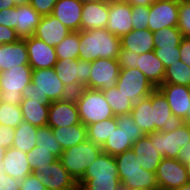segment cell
<instances>
[{"label": "cell", "mask_w": 190, "mask_h": 190, "mask_svg": "<svg viewBox=\"0 0 190 190\" xmlns=\"http://www.w3.org/2000/svg\"><path fill=\"white\" fill-rule=\"evenodd\" d=\"M139 53H135L134 51H130L127 49H121L118 54V65L120 68L128 69V68H136L137 57H139Z\"/></svg>", "instance_id": "48"}, {"label": "cell", "mask_w": 190, "mask_h": 190, "mask_svg": "<svg viewBox=\"0 0 190 190\" xmlns=\"http://www.w3.org/2000/svg\"><path fill=\"white\" fill-rule=\"evenodd\" d=\"M82 4H85V3H98V2H106V1H109V0H79Z\"/></svg>", "instance_id": "59"}, {"label": "cell", "mask_w": 190, "mask_h": 190, "mask_svg": "<svg viewBox=\"0 0 190 190\" xmlns=\"http://www.w3.org/2000/svg\"><path fill=\"white\" fill-rule=\"evenodd\" d=\"M13 1L16 4V6L25 5V4H28L30 2V0H13Z\"/></svg>", "instance_id": "60"}, {"label": "cell", "mask_w": 190, "mask_h": 190, "mask_svg": "<svg viewBox=\"0 0 190 190\" xmlns=\"http://www.w3.org/2000/svg\"><path fill=\"white\" fill-rule=\"evenodd\" d=\"M132 150L141 167L150 172H156L158 165L164 158L160 152L153 147L147 135L135 141L132 145Z\"/></svg>", "instance_id": "25"}, {"label": "cell", "mask_w": 190, "mask_h": 190, "mask_svg": "<svg viewBox=\"0 0 190 190\" xmlns=\"http://www.w3.org/2000/svg\"><path fill=\"white\" fill-rule=\"evenodd\" d=\"M131 18L133 30L147 29L149 21V6H132Z\"/></svg>", "instance_id": "46"}, {"label": "cell", "mask_w": 190, "mask_h": 190, "mask_svg": "<svg viewBox=\"0 0 190 190\" xmlns=\"http://www.w3.org/2000/svg\"><path fill=\"white\" fill-rule=\"evenodd\" d=\"M81 179H119L115 157L102 152Z\"/></svg>", "instance_id": "28"}, {"label": "cell", "mask_w": 190, "mask_h": 190, "mask_svg": "<svg viewBox=\"0 0 190 190\" xmlns=\"http://www.w3.org/2000/svg\"><path fill=\"white\" fill-rule=\"evenodd\" d=\"M42 16L28 3L15 6L16 33L20 39L34 36Z\"/></svg>", "instance_id": "23"}, {"label": "cell", "mask_w": 190, "mask_h": 190, "mask_svg": "<svg viewBox=\"0 0 190 190\" xmlns=\"http://www.w3.org/2000/svg\"><path fill=\"white\" fill-rule=\"evenodd\" d=\"M56 160L58 158L52 154V150L39 149V146H35L27 152V161L32 172L36 169H44L47 167V164H52Z\"/></svg>", "instance_id": "40"}, {"label": "cell", "mask_w": 190, "mask_h": 190, "mask_svg": "<svg viewBox=\"0 0 190 190\" xmlns=\"http://www.w3.org/2000/svg\"><path fill=\"white\" fill-rule=\"evenodd\" d=\"M14 128L0 124V146L6 149L12 147L14 140Z\"/></svg>", "instance_id": "52"}, {"label": "cell", "mask_w": 190, "mask_h": 190, "mask_svg": "<svg viewBox=\"0 0 190 190\" xmlns=\"http://www.w3.org/2000/svg\"><path fill=\"white\" fill-rule=\"evenodd\" d=\"M100 145L88 139L85 142L63 150L59 160L65 169L78 182L90 164L102 153Z\"/></svg>", "instance_id": "4"}, {"label": "cell", "mask_w": 190, "mask_h": 190, "mask_svg": "<svg viewBox=\"0 0 190 190\" xmlns=\"http://www.w3.org/2000/svg\"><path fill=\"white\" fill-rule=\"evenodd\" d=\"M0 190H20V181L5 173L0 162Z\"/></svg>", "instance_id": "49"}, {"label": "cell", "mask_w": 190, "mask_h": 190, "mask_svg": "<svg viewBox=\"0 0 190 190\" xmlns=\"http://www.w3.org/2000/svg\"><path fill=\"white\" fill-rule=\"evenodd\" d=\"M184 122L187 124V126L190 130V117H188Z\"/></svg>", "instance_id": "64"}, {"label": "cell", "mask_w": 190, "mask_h": 190, "mask_svg": "<svg viewBox=\"0 0 190 190\" xmlns=\"http://www.w3.org/2000/svg\"><path fill=\"white\" fill-rule=\"evenodd\" d=\"M49 104L42 100L23 99L20 108L23 121L35 127H45L48 122Z\"/></svg>", "instance_id": "29"}, {"label": "cell", "mask_w": 190, "mask_h": 190, "mask_svg": "<svg viewBox=\"0 0 190 190\" xmlns=\"http://www.w3.org/2000/svg\"><path fill=\"white\" fill-rule=\"evenodd\" d=\"M2 163L5 173L19 181L33 173L27 161V153L13 147L6 149Z\"/></svg>", "instance_id": "24"}, {"label": "cell", "mask_w": 190, "mask_h": 190, "mask_svg": "<svg viewBox=\"0 0 190 190\" xmlns=\"http://www.w3.org/2000/svg\"><path fill=\"white\" fill-rule=\"evenodd\" d=\"M117 126L101 146L103 153L114 157L132 149L133 143L146 135L135 123L131 113L117 116Z\"/></svg>", "instance_id": "3"}, {"label": "cell", "mask_w": 190, "mask_h": 190, "mask_svg": "<svg viewBox=\"0 0 190 190\" xmlns=\"http://www.w3.org/2000/svg\"><path fill=\"white\" fill-rule=\"evenodd\" d=\"M121 50V38L106 28L80 30L78 59L94 61L98 58L117 59Z\"/></svg>", "instance_id": "1"}, {"label": "cell", "mask_w": 190, "mask_h": 190, "mask_svg": "<svg viewBox=\"0 0 190 190\" xmlns=\"http://www.w3.org/2000/svg\"><path fill=\"white\" fill-rule=\"evenodd\" d=\"M24 39L29 57V65L33 70L54 68L58 60L54 46L46 44L35 36Z\"/></svg>", "instance_id": "16"}, {"label": "cell", "mask_w": 190, "mask_h": 190, "mask_svg": "<svg viewBox=\"0 0 190 190\" xmlns=\"http://www.w3.org/2000/svg\"><path fill=\"white\" fill-rule=\"evenodd\" d=\"M37 128L29 122L22 121L15 129L13 148L23 152H29L36 146Z\"/></svg>", "instance_id": "33"}, {"label": "cell", "mask_w": 190, "mask_h": 190, "mask_svg": "<svg viewBox=\"0 0 190 190\" xmlns=\"http://www.w3.org/2000/svg\"><path fill=\"white\" fill-rule=\"evenodd\" d=\"M19 65H29L25 39L0 45V72Z\"/></svg>", "instance_id": "22"}, {"label": "cell", "mask_w": 190, "mask_h": 190, "mask_svg": "<svg viewBox=\"0 0 190 190\" xmlns=\"http://www.w3.org/2000/svg\"><path fill=\"white\" fill-rule=\"evenodd\" d=\"M69 190H85V189H84V187L82 185L77 183L74 187H72Z\"/></svg>", "instance_id": "62"}, {"label": "cell", "mask_w": 190, "mask_h": 190, "mask_svg": "<svg viewBox=\"0 0 190 190\" xmlns=\"http://www.w3.org/2000/svg\"><path fill=\"white\" fill-rule=\"evenodd\" d=\"M5 152H6V148L0 146V162H3V157H4Z\"/></svg>", "instance_id": "61"}, {"label": "cell", "mask_w": 190, "mask_h": 190, "mask_svg": "<svg viewBox=\"0 0 190 190\" xmlns=\"http://www.w3.org/2000/svg\"><path fill=\"white\" fill-rule=\"evenodd\" d=\"M158 89L166 97L172 114L185 121L190 108V87L170 83L161 84Z\"/></svg>", "instance_id": "17"}, {"label": "cell", "mask_w": 190, "mask_h": 190, "mask_svg": "<svg viewBox=\"0 0 190 190\" xmlns=\"http://www.w3.org/2000/svg\"><path fill=\"white\" fill-rule=\"evenodd\" d=\"M78 123H80V119L77 104L60 100L50 102L47 126L59 128Z\"/></svg>", "instance_id": "18"}, {"label": "cell", "mask_w": 190, "mask_h": 190, "mask_svg": "<svg viewBox=\"0 0 190 190\" xmlns=\"http://www.w3.org/2000/svg\"><path fill=\"white\" fill-rule=\"evenodd\" d=\"M80 31H71L57 46L55 51L57 59H67L79 57Z\"/></svg>", "instance_id": "37"}, {"label": "cell", "mask_w": 190, "mask_h": 190, "mask_svg": "<svg viewBox=\"0 0 190 190\" xmlns=\"http://www.w3.org/2000/svg\"><path fill=\"white\" fill-rule=\"evenodd\" d=\"M71 32L69 28L63 25L54 16H42L40 23L37 25L34 36L46 44L57 46Z\"/></svg>", "instance_id": "19"}, {"label": "cell", "mask_w": 190, "mask_h": 190, "mask_svg": "<svg viewBox=\"0 0 190 190\" xmlns=\"http://www.w3.org/2000/svg\"><path fill=\"white\" fill-rule=\"evenodd\" d=\"M33 173L38 175L46 190H69L77 184L59 159L47 164L44 169H36Z\"/></svg>", "instance_id": "13"}, {"label": "cell", "mask_w": 190, "mask_h": 190, "mask_svg": "<svg viewBox=\"0 0 190 190\" xmlns=\"http://www.w3.org/2000/svg\"><path fill=\"white\" fill-rule=\"evenodd\" d=\"M77 107L80 122L85 126L115 117L103 92L98 89L87 88Z\"/></svg>", "instance_id": "6"}, {"label": "cell", "mask_w": 190, "mask_h": 190, "mask_svg": "<svg viewBox=\"0 0 190 190\" xmlns=\"http://www.w3.org/2000/svg\"><path fill=\"white\" fill-rule=\"evenodd\" d=\"M116 86L133 103L148 97L156 89L138 68H121Z\"/></svg>", "instance_id": "7"}, {"label": "cell", "mask_w": 190, "mask_h": 190, "mask_svg": "<svg viewBox=\"0 0 190 190\" xmlns=\"http://www.w3.org/2000/svg\"><path fill=\"white\" fill-rule=\"evenodd\" d=\"M36 146H39V149L52 150V154L58 159L63 152V149L52 132V128L49 126L37 128Z\"/></svg>", "instance_id": "39"}, {"label": "cell", "mask_w": 190, "mask_h": 190, "mask_svg": "<svg viewBox=\"0 0 190 190\" xmlns=\"http://www.w3.org/2000/svg\"><path fill=\"white\" fill-rule=\"evenodd\" d=\"M117 127L116 116L92 123L86 126L88 140L94 144L102 146Z\"/></svg>", "instance_id": "34"}, {"label": "cell", "mask_w": 190, "mask_h": 190, "mask_svg": "<svg viewBox=\"0 0 190 190\" xmlns=\"http://www.w3.org/2000/svg\"><path fill=\"white\" fill-rule=\"evenodd\" d=\"M102 92L116 117L131 113L134 103L119 91L117 86L106 89Z\"/></svg>", "instance_id": "35"}, {"label": "cell", "mask_w": 190, "mask_h": 190, "mask_svg": "<svg viewBox=\"0 0 190 190\" xmlns=\"http://www.w3.org/2000/svg\"><path fill=\"white\" fill-rule=\"evenodd\" d=\"M136 64V68L144 73L146 78L156 88L163 84L165 67L161 60L155 55L154 51L142 53L139 57H137Z\"/></svg>", "instance_id": "27"}, {"label": "cell", "mask_w": 190, "mask_h": 190, "mask_svg": "<svg viewBox=\"0 0 190 190\" xmlns=\"http://www.w3.org/2000/svg\"><path fill=\"white\" fill-rule=\"evenodd\" d=\"M52 132L63 150L88 139L87 128L81 122L73 126L52 128Z\"/></svg>", "instance_id": "31"}, {"label": "cell", "mask_w": 190, "mask_h": 190, "mask_svg": "<svg viewBox=\"0 0 190 190\" xmlns=\"http://www.w3.org/2000/svg\"><path fill=\"white\" fill-rule=\"evenodd\" d=\"M177 160L186 166L190 179V142L182 146L179 151Z\"/></svg>", "instance_id": "56"}, {"label": "cell", "mask_w": 190, "mask_h": 190, "mask_svg": "<svg viewBox=\"0 0 190 190\" xmlns=\"http://www.w3.org/2000/svg\"><path fill=\"white\" fill-rule=\"evenodd\" d=\"M175 190H190V182Z\"/></svg>", "instance_id": "63"}, {"label": "cell", "mask_w": 190, "mask_h": 190, "mask_svg": "<svg viewBox=\"0 0 190 190\" xmlns=\"http://www.w3.org/2000/svg\"><path fill=\"white\" fill-rule=\"evenodd\" d=\"M120 69L117 59L98 58L92 61L88 88L104 91L116 86Z\"/></svg>", "instance_id": "9"}, {"label": "cell", "mask_w": 190, "mask_h": 190, "mask_svg": "<svg viewBox=\"0 0 190 190\" xmlns=\"http://www.w3.org/2000/svg\"><path fill=\"white\" fill-rule=\"evenodd\" d=\"M63 86L54 68L36 69L32 71L31 83L22 90V96L50 103L60 100Z\"/></svg>", "instance_id": "2"}, {"label": "cell", "mask_w": 190, "mask_h": 190, "mask_svg": "<svg viewBox=\"0 0 190 190\" xmlns=\"http://www.w3.org/2000/svg\"><path fill=\"white\" fill-rule=\"evenodd\" d=\"M109 16V1L85 3L82 6L81 30L106 28Z\"/></svg>", "instance_id": "21"}, {"label": "cell", "mask_w": 190, "mask_h": 190, "mask_svg": "<svg viewBox=\"0 0 190 190\" xmlns=\"http://www.w3.org/2000/svg\"><path fill=\"white\" fill-rule=\"evenodd\" d=\"M118 172L142 171V167L136 159L132 149L115 156Z\"/></svg>", "instance_id": "43"}, {"label": "cell", "mask_w": 190, "mask_h": 190, "mask_svg": "<svg viewBox=\"0 0 190 190\" xmlns=\"http://www.w3.org/2000/svg\"><path fill=\"white\" fill-rule=\"evenodd\" d=\"M0 25L15 29V7L0 10Z\"/></svg>", "instance_id": "54"}, {"label": "cell", "mask_w": 190, "mask_h": 190, "mask_svg": "<svg viewBox=\"0 0 190 190\" xmlns=\"http://www.w3.org/2000/svg\"><path fill=\"white\" fill-rule=\"evenodd\" d=\"M179 0H155L149 6L148 27L151 32L178 26Z\"/></svg>", "instance_id": "11"}, {"label": "cell", "mask_w": 190, "mask_h": 190, "mask_svg": "<svg viewBox=\"0 0 190 190\" xmlns=\"http://www.w3.org/2000/svg\"><path fill=\"white\" fill-rule=\"evenodd\" d=\"M159 189L175 190L190 182L186 166L173 158H163L156 171Z\"/></svg>", "instance_id": "10"}, {"label": "cell", "mask_w": 190, "mask_h": 190, "mask_svg": "<svg viewBox=\"0 0 190 190\" xmlns=\"http://www.w3.org/2000/svg\"><path fill=\"white\" fill-rule=\"evenodd\" d=\"M57 0H30L29 4L41 15L47 16L52 14Z\"/></svg>", "instance_id": "50"}, {"label": "cell", "mask_w": 190, "mask_h": 190, "mask_svg": "<svg viewBox=\"0 0 190 190\" xmlns=\"http://www.w3.org/2000/svg\"><path fill=\"white\" fill-rule=\"evenodd\" d=\"M131 6L143 5L150 6L155 0H125Z\"/></svg>", "instance_id": "57"}, {"label": "cell", "mask_w": 190, "mask_h": 190, "mask_svg": "<svg viewBox=\"0 0 190 190\" xmlns=\"http://www.w3.org/2000/svg\"><path fill=\"white\" fill-rule=\"evenodd\" d=\"M132 6L125 0H109V16L106 29L117 37L133 30Z\"/></svg>", "instance_id": "15"}, {"label": "cell", "mask_w": 190, "mask_h": 190, "mask_svg": "<svg viewBox=\"0 0 190 190\" xmlns=\"http://www.w3.org/2000/svg\"><path fill=\"white\" fill-rule=\"evenodd\" d=\"M20 190H46L37 174H30L20 181Z\"/></svg>", "instance_id": "51"}, {"label": "cell", "mask_w": 190, "mask_h": 190, "mask_svg": "<svg viewBox=\"0 0 190 190\" xmlns=\"http://www.w3.org/2000/svg\"><path fill=\"white\" fill-rule=\"evenodd\" d=\"M188 117H190V108L188 109Z\"/></svg>", "instance_id": "65"}, {"label": "cell", "mask_w": 190, "mask_h": 190, "mask_svg": "<svg viewBox=\"0 0 190 190\" xmlns=\"http://www.w3.org/2000/svg\"><path fill=\"white\" fill-rule=\"evenodd\" d=\"M131 114L135 123L145 134L155 132L151 94L148 97L134 103Z\"/></svg>", "instance_id": "32"}, {"label": "cell", "mask_w": 190, "mask_h": 190, "mask_svg": "<svg viewBox=\"0 0 190 190\" xmlns=\"http://www.w3.org/2000/svg\"><path fill=\"white\" fill-rule=\"evenodd\" d=\"M121 49L134 51L140 55L154 51L153 32L149 29L132 30L121 37Z\"/></svg>", "instance_id": "30"}, {"label": "cell", "mask_w": 190, "mask_h": 190, "mask_svg": "<svg viewBox=\"0 0 190 190\" xmlns=\"http://www.w3.org/2000/svg\"><path fill=\"white\" fill-rule=\"evenodd\" d=\"M32 71L30 65H19L0 72V102L20 105L22 90L31 83Z\"/></svg>", "instance_id": "5"}, {"label": "cell", "mask_w": 190, "mask_h": 190, "mask_svg": "<svg viewBox=\"0 0 190 190\" xmlns=\"http://www.w3.org/2000/svg\"><path fill=\"white\" fill-rule=\"evenodd\" d=\"M54 70L58 78L65 84L78 81L88 88L91 62L75 58L57 60Z\"/></svg>", "instance_id": "14"}, {"label": "cell", "mask_w": 190, "mask_h": 190, "mask_svg": "<svg viewBox=\"0 0 190 190\" xmlns=\"http://www.w3.org/2000/svg\"><path fill=\"white\" fill-rule=\"evenodd\" d=\"M118 177L123 189L132 190H157L156 172H150L142 168V171L118 172Z\"/></svg>", "instance_id": "26"}, {"label": "cell", "mask_w": 190, "mask_h": 190, "mask_svg": "<svg viewBox=\"0 0 190 190\" xmlns=\"http://www.w3.org/2000/svg\"><path fill=\"white\" fill-rule=\"evenodd\" d=\"M82 6L79 0H57L51 15L71 31H80Z\"/></svg>", "instance_id": "20"}, {"label": "cell", "mask_w": 190, "mask_h": 190, "mask_svg": "<svg viewBox=\"0 0 190 190\" xmlns=\"http://www.w3.org/2000/svg\"><path fill=\"white\" fill-rule=\"evenodd\" d=\"M23 121L20 105L0 102V124L16 128Z\"/></svg>", "instance_id": "41"}, {"label": "cell", "mask_w": 190, "mask_h": 190, "mask_svg": "<svg viewBox=\"0 0 190 190\" xmlns=\"http://www.w3.org/2000/svg\"><path fill=\"white\" fill-rule=\"evenodd\" d=\"M180 60L190 66V37H184L180 46Z\"/></svg>", "instance_id": "55"}, {"label": "cell", "mask_w": 190, "mask_h": 190, "mask_svg": "<svg viewBox=\"0 0 190 190\" xmlns=\"http://www.w3.org/2000/svg\"><path fill=\"white\" fill-rule=\"evenodd\" d=\"M86 89L87 86L78 81L72 82L71 84H65L60 96V101L77 104L84 95Z\"/></svg>", "instance_id": "44"}, {"label": "cell", "mask_w": 190, "mask_h": 190, "mask_svg": "<svg viewBox=\"0 0 190 190\" xmlns=\"http://www.w3.org/2000/svg\"><path fill=\"white\" fill-rule=\"evenodd\" d=\"M19 39L15 29L0 25V45L14 43Z\"/></svg>", "instance_id": "53"}, {"label": "cell", "mask_w": 190, "mask_h": 190, "mask_svg": "<svg viewBox=\"0 0 190 190\" xmlns=\"http://www.w3.org/2000/svg\"><path fill=\"white\" fill-rule=\"evenodd\" d=\"M146 135L164 158L177 159L182 146L190 142V130L185 122L171 132L155 131Z\"/></svg>", "instance_id": "8"}, {"label": "cell", "mask_w": 190, "mask_h": 190, "mask_svg": "<svg viewBox=\"0 0 190 190\" xmlns=\"http://www.w3.org/2000/svg\"><path fill=\"white\" fill-rule=\"evenodd\" d=\"M16 4L13 0H0V10L14 8Z\"/></svg>", "instance_id": "58"}, {"label": "cell", "mask_w": 190, "mask_h": 190, "mask_svg": "<svg viewBox=\"0 0 190 190\" xmlns=\"http://www.w3.org/2000/svg\"><path fill=\"white\" fill-rule=\"evenodd\" d=\"M85 190H123L119 179H80Z\"/></svg>", "instance_id": "42"}, {"label": "cell", "mask_w": 190, "mask_h": 190, "mask_svg": "<svg viewBox=\"0 0 190 190\" xmlns=\"http://www.w3.org/2000/svg\"><path fill=\"white\" fill-rule=\"evenodd\" d=\"M184 37H190V2L179 0L178 26Z\"/></svg>", "instance_id": "45"}, {"label": "cell", "mask_w": 190, "mask_h": 190, "mask_svg": "<svg viewBox=\"0 0 190 190\" xmlns=\"http://www.w3.org/2000/svg\"><path fill=\"white\" fill-rule=\"evenodd\" d=\"M184 36L178 27H165L153 32V42L155 48L179 47Z\"/></svg>", "instance_id": "36"}, {"label": "cell", "mask_w": 190, "mask_h": 190, "mask_svg": "<svg viewBox=\"0 0 190 190\" xmlns=\"http://www.w3.org/2000/svg\"><path fill=\"white\" fill-rule=\"evenodd\" d=\"M155 55L161 60L165 69L180 60L179 47L155 48Z\"/></svg>", "instance_id": "47"}, {"label": "cell", "mask_w": 190, "mask_h": 190, "mask_svg": "<svg viewBox=\"0 0 190 190\" xmlns=\"http://www.w3.org/2000/svg\"><path fill=\"white\" fill-rule=\"evenodd\" d=\"M163 83L185 85L190 87V66L181 60L165 69Z\"/></svg>", "instance_id": "38"}, {"label": "cell", "mask_w": 190, "mask_h": 190, "mask_svg": "<svg viewBox=\"0 0 190 190\" xmlns=\"http://www.w3.org/2000/svg\"><path fill=\"white\" fill-rule=\"evenodd\" d=\"M151 102L155 131L171 132L184 123L181 118L172 114L166 97L158 88L151 93Z\"/></svg>", "instance_id": "12"}]
</instances>
